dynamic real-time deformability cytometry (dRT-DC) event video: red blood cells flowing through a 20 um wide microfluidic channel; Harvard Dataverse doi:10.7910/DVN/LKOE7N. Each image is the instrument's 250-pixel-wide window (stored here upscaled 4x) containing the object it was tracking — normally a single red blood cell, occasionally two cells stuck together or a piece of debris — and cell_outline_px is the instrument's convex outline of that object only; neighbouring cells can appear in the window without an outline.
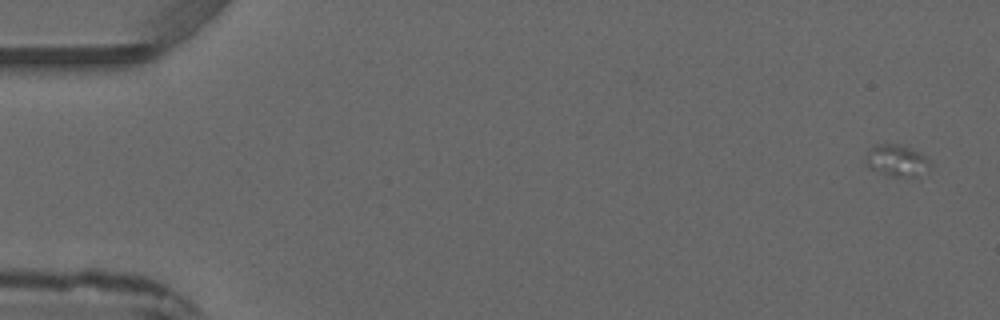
{"species": "common noctule bat (a hibernating species)", "species_latin": "Nyctalus noctula", "temperature_condition": "warm", "stored_images_in_passage": 5, "camera_frame_rate_fps": 3000, "um_per_image_px": 0.085, "animal": {"sex": "male", "forearm_length_mm": 52.5}, "frame": {"image": 1, "passage_image": 1, "time_ms": 0.0, "image_size_px": [1000, 320], "cell_outline_px": [[928, 164], [916, 176], [888, 176], [868, 168], [864, 160], [868, 148], [876, 144], [900, 144], [924, 156], [928, 160]], "centroid_in_image_um": [76.06, 13.63], "position_along_channel_um": 8.9, "area_um2": 11.5}}